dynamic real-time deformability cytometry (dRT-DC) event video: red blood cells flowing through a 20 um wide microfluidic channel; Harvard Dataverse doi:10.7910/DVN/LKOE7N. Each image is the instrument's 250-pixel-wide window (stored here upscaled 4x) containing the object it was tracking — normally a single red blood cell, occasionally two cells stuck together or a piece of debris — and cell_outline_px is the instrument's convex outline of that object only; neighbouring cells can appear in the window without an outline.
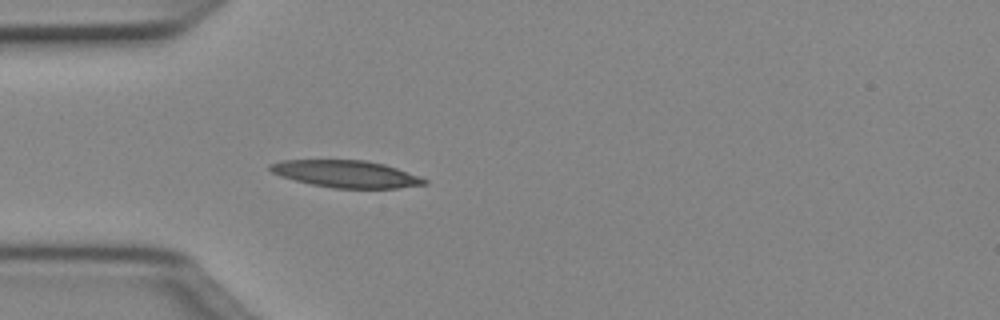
{"species": "Egyptian fruit bat (a non-hibernating species)", "species_latin": "Rousettus aegyptiacus", "temperature_condition": "cold", "stored_images_in_passage": 36, "camera_frame_rate_fps": 3000, "um_per_image_px": 0.085, "animal": {"sex": "female"}, "frame": {"image": 1, "passage_image": 1, "time_ms": 0.0, "image_size_px": [1000, 320], "cell_outline_px": [[428, 184], [396, 188], [332, 188], [312, 184], [280, 176], [272, 172], [268, 168], [268, 164], [280, 160], [368, 160], [384, 164], [420, 176], [428, 180]], "centroid_in_image_um": [29.42, 14.78], "position_along_channel_um": 55.6, "area_um2": 24.39}}
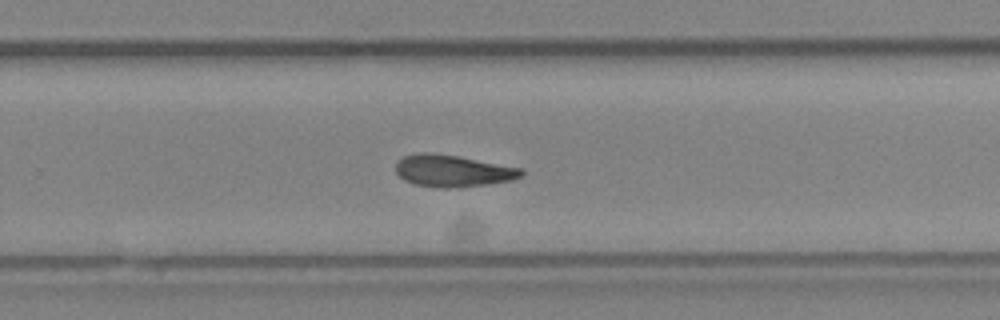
{"frame": {"image": 2, "passage_image": 19, "time_ms": 6.0, "image_size_px": [1000, 320], "cell_outline_px": [[524, 176], [512, 180], [488, 184], [456, 188], [436, 188], [416, 184], [404, 180], [396, 172], [396, 164], [404, 156], [420, 152], [424, 152], [456, 156], [524, 168]], "centroid_in_image_um": [38.53, 14.54], "position_along_channel_um": 291.3, "area_um2": 23.35}}
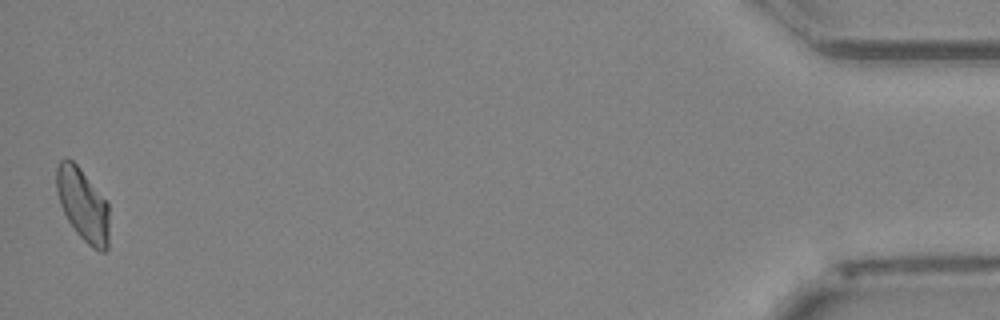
{"frame": {"image": 3, "passage_image": 36, "time_ms": 11.667, "image_size_px": [1000, 320], "cell_outline_px": [[108, 248], [104, 252], [100, 252], [92, 248], [76, 232], [68, 220], [60, 204], [56, 188], [56, 168], [60, 160], [64, 156], [68, 156], [80, 168], [108, 204]], "centroid_in_image_um": [7.02, 17.38], "position_along_channel_um": 428.2, "area_um2": 22.2}}